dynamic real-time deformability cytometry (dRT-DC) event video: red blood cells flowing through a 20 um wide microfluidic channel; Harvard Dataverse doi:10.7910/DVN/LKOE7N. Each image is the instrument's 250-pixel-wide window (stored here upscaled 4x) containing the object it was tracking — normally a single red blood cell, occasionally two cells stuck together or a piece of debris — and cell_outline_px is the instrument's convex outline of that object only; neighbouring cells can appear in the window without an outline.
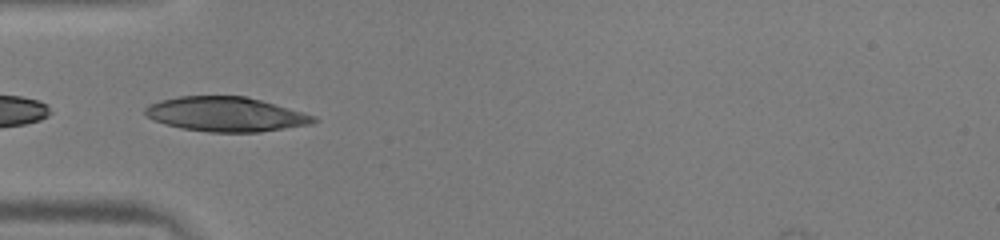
{"species": "human", "species_latin": "Homo sapiens", "temperature_condition": "warm", "stored_images_in_passage": 7, "camera_frame_rate_fps": 3000, "um_per_image_px": 0.085, "donor": {"sex": "male"}, "frame": {"image": 1, "passage_image": 1, "time_ms": 0.0, "image_size_px": [1000, 240], "cell_outline_px": [[320, 120], [312, 124], [260, 132], [208, 132], [180, 128], [164, 124], [148, 116], [144, 112], [144, 108], [148, 104], [160, 100], [180, 96], [244, 96], [260, 100], [316, 116]], "centroid_in_image_um": [19.19, 9.71], "position_along_channel_um": 65.8, "area_um2": 33.87}}
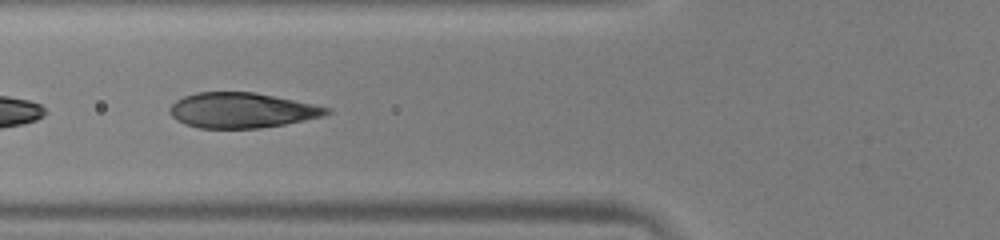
{"frame": {"image": 2, "passage_image": 4, "time_ms": 1.0, "image_size_px": [1000, 240], "cell_outline_px": [[332, 112], [324, 116], [284, 124], [260, 128], [200, 128], [184, 124], [176, 120], [168, 112], [168, 108], [176, 100], [184, 96], [196, 92], [252, 92], [332, 108]], "centroid_in_image_um": [20.51, 9.38], "position_along_channel_um": 105.3, "area_um2": 32.08}}